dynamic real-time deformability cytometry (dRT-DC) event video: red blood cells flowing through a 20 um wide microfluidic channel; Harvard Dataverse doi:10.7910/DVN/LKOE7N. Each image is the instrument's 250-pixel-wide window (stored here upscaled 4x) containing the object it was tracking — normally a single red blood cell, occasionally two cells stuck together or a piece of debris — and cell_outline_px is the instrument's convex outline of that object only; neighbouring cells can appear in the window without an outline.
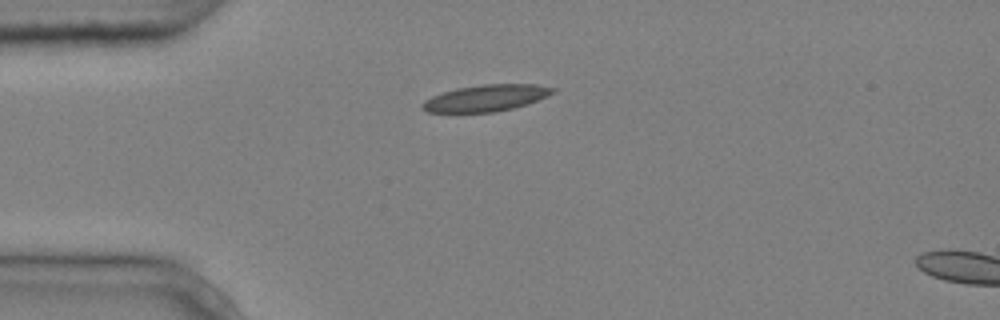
{"species": "common noctule bat (a hibernating species)", "species_latin": "Nyctalus noctula", "temperature_condition": "cold", "stored_images_in_passage": 2, "camera_frame_rate_fps": 3000, "um_per_image_px": 0.085, "animal": {"sex": "male", "body_mass_g": 20.4}, "frame": {"image": 1, "passage_image": 1, "time_ms": 0.0, "image_size_px": [1000, 320], "cell_outline_px": [[556, 92], [548, 96], [528, 104], [496, 112], [428, 112], [420, 108], [420, 104], [424, 100], [432, 96], [456, 88], [484, 84], [536, 84], [556, 88]], "centroid_in_image_um": [41.33, 8.33], "position_along_channel_um": 43.7, "area_um2": 20.29}}